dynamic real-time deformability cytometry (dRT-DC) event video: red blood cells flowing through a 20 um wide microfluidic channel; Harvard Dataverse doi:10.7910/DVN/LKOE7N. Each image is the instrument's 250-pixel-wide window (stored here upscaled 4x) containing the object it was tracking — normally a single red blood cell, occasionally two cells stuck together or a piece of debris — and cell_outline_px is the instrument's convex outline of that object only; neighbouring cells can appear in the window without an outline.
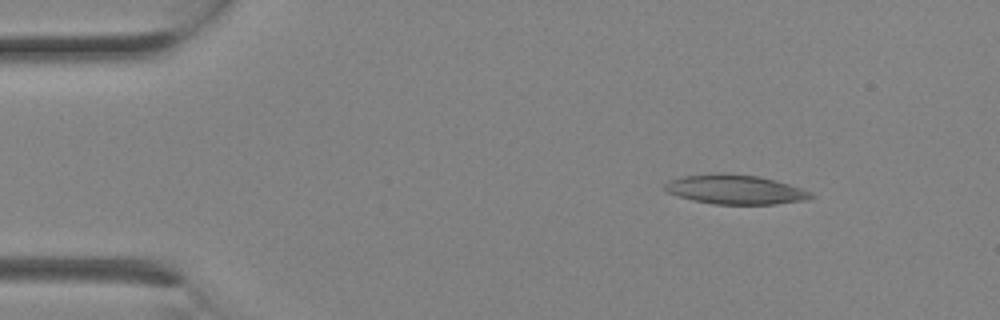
{"species": "Egyptian fruit bat (a non-hibernating species)", "species_latin": "Rousettus aegyptiacus", "temperature_condition": "room temperature", "stored_images_in_passage": 2, "camera_frame_rate_fps": 3000, "um_per_image_px": 0.085, "animal": {"sex": "female"}, "frame": {"image": 1, "passage_image": 2, "time_ms": 0.333, "image_size_px": [1000, 320], "cell_outline_px": [[816, 196], [804, 200], [776, 204], [712, 204], [692, 200], [668, 192], [664, 188], [664, 184], [668, 180], [684, 176], [720, 172], [756, 176], [776, 180], [812, 192]], "centroid_in_image_um": [62.49, 16.1], "position_along_channel_um": 22.5, "area_um2": 24.97}}